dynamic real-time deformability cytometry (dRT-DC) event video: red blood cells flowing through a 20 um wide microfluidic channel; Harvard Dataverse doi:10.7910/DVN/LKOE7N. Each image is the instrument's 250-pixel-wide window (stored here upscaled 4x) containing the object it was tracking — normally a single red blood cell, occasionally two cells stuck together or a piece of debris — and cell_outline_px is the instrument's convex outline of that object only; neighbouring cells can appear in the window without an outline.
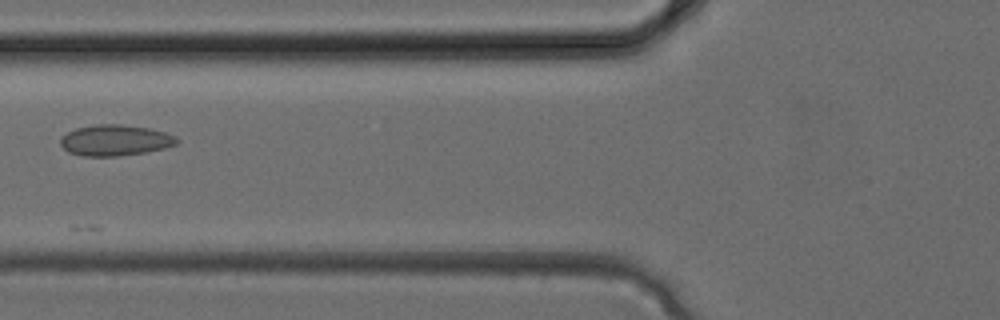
{"species": "common noctule bat (a hibernating species)", "species_latin": "Nyctalus noctula", "temperature_condition": "cold", "stored_images_in_passage": 4, "camera_frame_rate_fps": 3000, "um_per_image_px": 0.085, "animal": {"sex": "female", "body_mass_g": 24.6, "forearm_length_mm": 56.2}, "frame": {"image": 1, "passage_image": 4, "time_ms": 1.0, "image_size_px": [1000, 320], "cell_outline_px": [[180, 140], [176, 144], [164, 148], [144, 152], [116, 156], [84, 156], [68, 152], [60, 144], [60, 136], [76, 128], [96, 124], [120, 124], [148, 128], [164, 132], [176, 136]], "centroid_in_image_um": [9.77, 11.92], "position_along_channel_um": 116.0, "area_um2": 20.92}}